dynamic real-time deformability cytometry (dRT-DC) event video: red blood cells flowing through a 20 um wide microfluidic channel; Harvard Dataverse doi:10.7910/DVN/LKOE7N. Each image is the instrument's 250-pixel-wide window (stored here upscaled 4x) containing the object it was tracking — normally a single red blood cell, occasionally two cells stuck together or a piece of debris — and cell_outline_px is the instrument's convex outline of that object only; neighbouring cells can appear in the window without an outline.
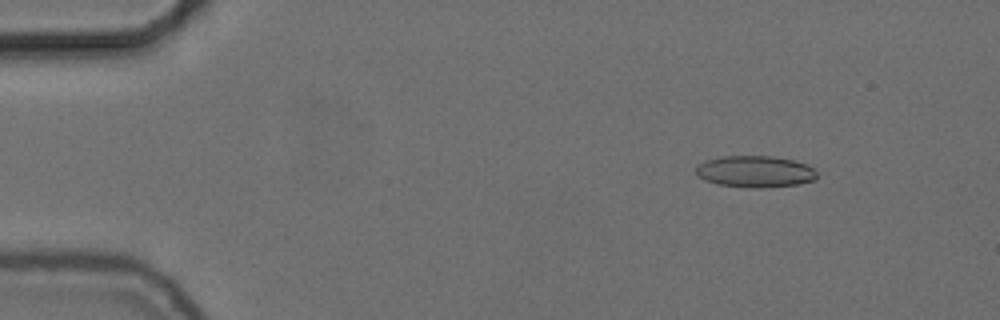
{"species": "common noctule bat (a hibernating species)", "species_latin": "Nyctalus noctula", "temperature_condition": "cold", "stored_images_in_passage": 55, "camera_frame_rate_fps": 3000, "um_per_image_px": 0.085, "animal": {"sex": "female", "body_mass_g": 24.6, "forearm_length_mm": 56.2}, "frame": {"image": 1, "passage_image": 7, "time_ms": 2.0, "image_size_px": [1000, 320], "cell_outline_px": [[816, 180], [796, 184], [764, 188], [752, 188], [716, 184], [704, 180], [696, 176], [696, 168], [704, 160], [720, 156], [772, 156], [792, 160], [804, 164], [812, 168], [816, 172]], "centroid_in_image_um": [64.13, 14.59], "position_along_channel_um": 20.9, "area_um2": 22.31}}
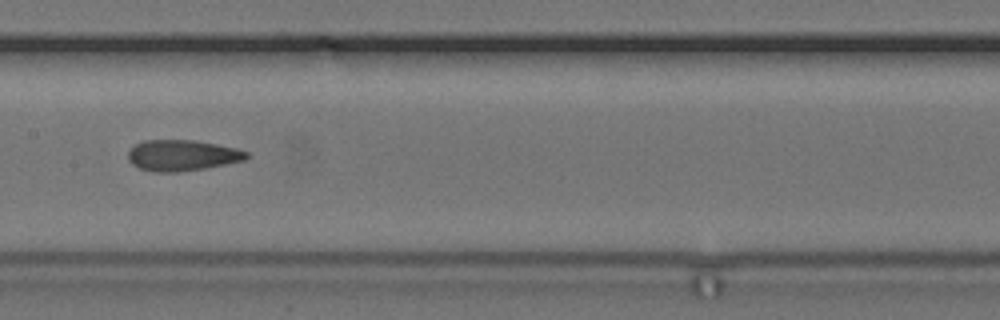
{"frame": {"image": 2, "passage_image": 28, "time_ms": 9.0, "image_size_px": [1000, 320], "cell_outline_px": [[248, 156], [244, 160], [204, 168], [180, 172], [156, 172], [140, 168], [132, 164], [128, 160], [128, 152], [136, 144], [144, 140], [196, 140], [236, 148], [248, 152]], "centroid_in_image_um": [15.47, 13.2], "position_along_channel_um": 191.9, "area_um2": 21.21}}
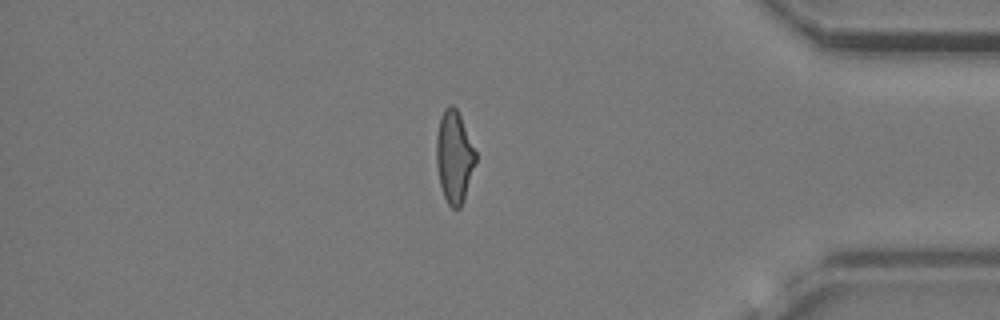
{"frame": {"image": 3, "passage_image": 47, "time_ms": 15.333, "image_size_px": [1000, 320], "cell_outline_px": [[476, 160], [464, 200], [460, 208], [452, 208], [448, 204], [444, 196], [440, 184], [436, 164], [436, 136], [440, 116], [444, 108], [448, 104], [452, 104], [456, 108], [460, 116], [476, 152]], "centroid_in_image_um": [38.59, 13.31], "position_along_channel_um": 396.6, "area_um2": 21.04}, "authors_computed_cell_mechanics": {"area_um2": 21.5594, "velocity_mm_per_s": 3.73, "shape_relaxation_time_tau1_ms": null, "shape_relaxation_time_tau2_ms": 2.9897, "deformation_change_tau1": null, "deformation_change_tau2": 0.1042}}